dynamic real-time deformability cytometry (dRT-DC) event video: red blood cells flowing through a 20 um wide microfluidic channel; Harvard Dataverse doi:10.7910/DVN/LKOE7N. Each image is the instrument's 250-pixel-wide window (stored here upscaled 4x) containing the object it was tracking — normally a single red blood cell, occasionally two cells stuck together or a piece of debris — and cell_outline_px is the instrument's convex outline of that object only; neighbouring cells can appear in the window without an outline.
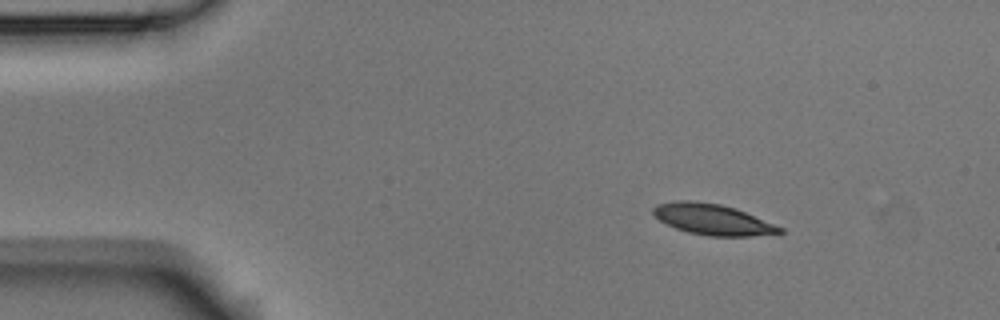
{"species": "Egyptian fruit bat (a non-hibernating species)", "species_latin": "Rousettus aegyptiacus", "temperature_condition": "room temperature", "stored_images_in_passage": 5, "camera_frame_rate_fps": 3000, "um_per_image_px": 0.085, "animal": {"sex": "male"}, "frame": {"image": 1, "passage_image": 1, "time_ms": 0.0, "image_size_px": [1000, 320], "cell_outline_px": [[784, 232], [780, 236], [708, 236], [688, 232], [676, 228], [660, 220], [652, 212], [652, 208], [656, 204], [680, 200], [692, 200], [720, 204], [744, 212], [784, 228]], "centroid_in_image_um": [60.64, 18.67], "position_along_channel_um": 24.4, "area_um2": 22.83}}
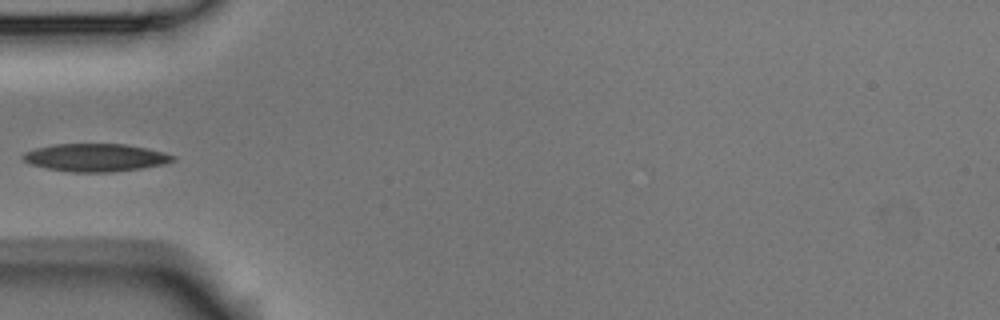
{"frame": {"image": 2, "passage_image": 4, "time_ms": 1.0, "image_size_px": [1000, 320], "cell_outline_px": [[176, 160], [164, 164], [140, 168], [112, 172], [72, 172], [48, 168], [28, 164], [20, 156], [24, 152], [36, 148], [56, 144], [124, 144], [164, 152], [176, 156]], "centroid_in_image_um": [8.1, 13.39], "position_along_channel_um": 76.9, "area_um2": 24.22}}
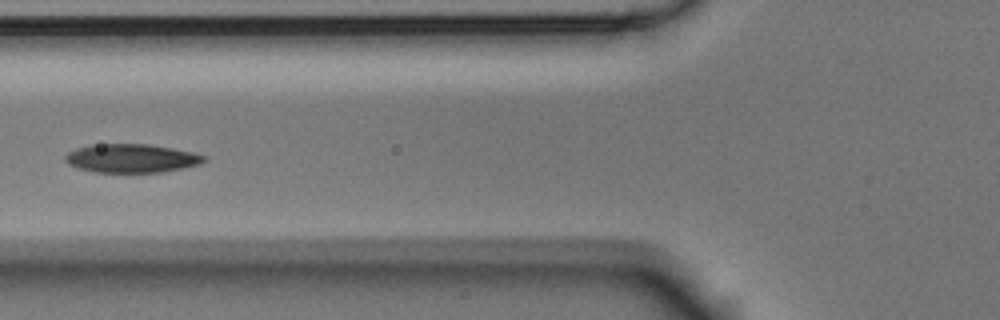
{"frame": {"image": 3, "passage_image": 5, "time_ms": 1.333, "image_size_px": [1000, 320], "cell_outline_px": [[208, 160], [200, 164], [160, 172], [96, 172], [76, 168], [68, 164], [64, 160], [64, 156], [68, 152], [76, 148], [92, 144], [148, 144], [172, 148], [192, 152], [208, 156]], "centroid_in_image_um": [11.16, 13.45], "position_along_channel_um": 114.6, "area_um2": 23.24}}